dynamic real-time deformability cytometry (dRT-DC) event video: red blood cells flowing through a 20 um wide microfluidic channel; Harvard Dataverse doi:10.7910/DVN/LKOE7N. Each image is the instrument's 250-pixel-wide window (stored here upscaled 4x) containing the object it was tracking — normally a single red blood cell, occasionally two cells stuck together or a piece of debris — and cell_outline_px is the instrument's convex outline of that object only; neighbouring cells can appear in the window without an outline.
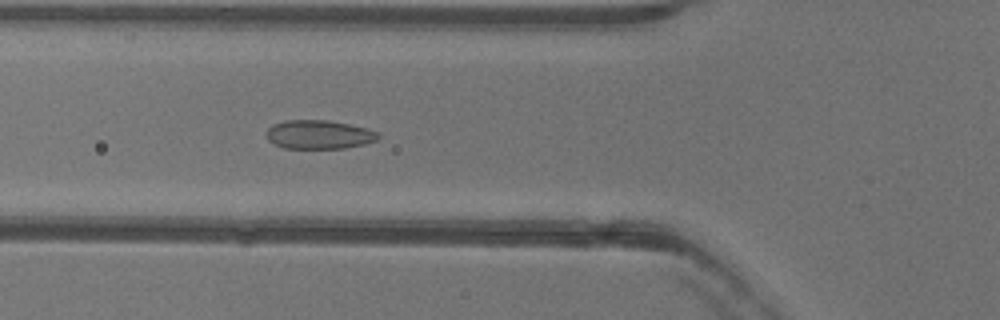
{"species": "common noctule bat (a hibernating species)", "species_latin": "Nyctalus noctula", "temperature_condition": "warm", "stored_images_in_passage": 52, "camera_frame_rate_fps": 3000, "um_per_image_px": 0.085, "animal": {"sex": "female"}, "frame": {"image": 1, "passage_image": 19, "time_ms": 6.0, "image_size_px": [1000, 320], "cell_outline_px": [[380, 136], [376, 140], [364, 144], [344, 148], [284, 148], [268, 140], [268, 128], [272, 124], [284, 120], [328, 120], [368, 128], [380, 132]], "centroid_in_image_um": [27.14, 11.43], "position_along_channel_um": 98.7, "area_um2": 18.73}}
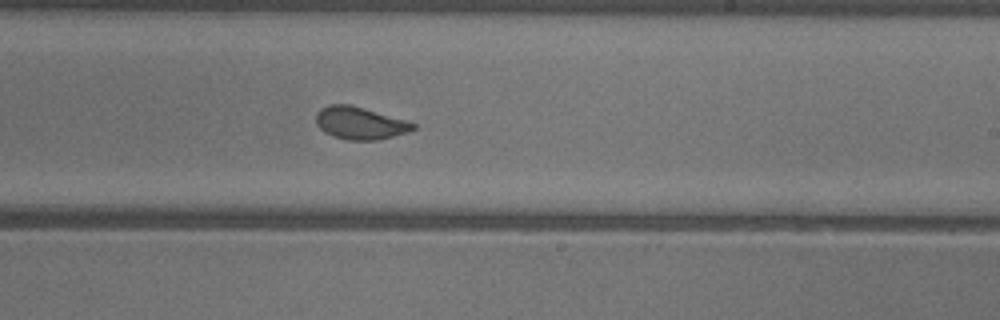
{"frame": {"image": 2, "passage_image": 31, "time_ms": 10.0, "image_size_px": [1000, 320], "cell_outline_px": [[416, 128], [408, 132], [380, 140], [348, 140], [332, 136], [324, 132], [316, 124], [316, 112], [320, 108], [328, 104], [348, 104], [364, 108], [408, 120], [416, 124]], "centroid_in_image_um": [30.6, 10.46], "position_along_channel_um": 258.4, "area_um2": 18.61}}
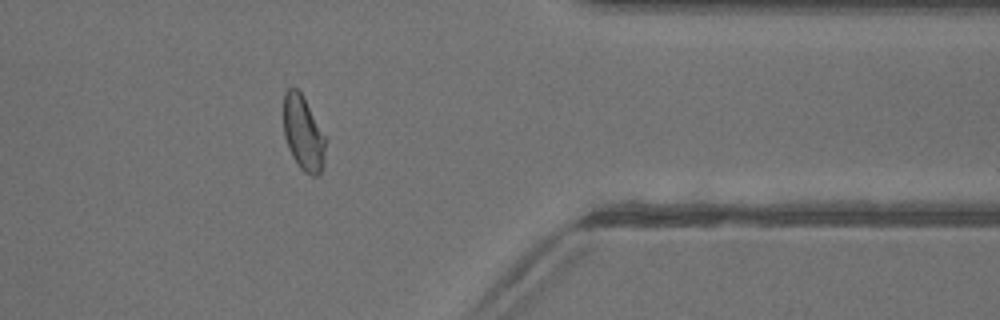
{"frame": {"image": 3, "passage_image": 42, "time_ms": 13.667, "image_size_px": [1000, 320], "cell_outline_px": [[328, 140], [324, 164], [320, 172], [316, 176], [312, 176], [304, 172], [300, 168], [292, 156], [288, 148], [284, 136], [284, 92], [288, 88], [296, 88], [300, 92]], "centroid_in_image_um": [25.8, 11.37], "position_along_channel_um": 385.6, "area_um2": 18.44}, "authors_computed_cell_mechanics": {"area_um2": 19.1896, "velocity_mm_per_s": 3.9837, "shape_relaxation_time_tau1_ms": 6.264, "shape_relaxation_time_tau2_ms": 0.9347, "deformation_change_tau1": 0.1314, "deformation_change_tau2": 0.0627}}